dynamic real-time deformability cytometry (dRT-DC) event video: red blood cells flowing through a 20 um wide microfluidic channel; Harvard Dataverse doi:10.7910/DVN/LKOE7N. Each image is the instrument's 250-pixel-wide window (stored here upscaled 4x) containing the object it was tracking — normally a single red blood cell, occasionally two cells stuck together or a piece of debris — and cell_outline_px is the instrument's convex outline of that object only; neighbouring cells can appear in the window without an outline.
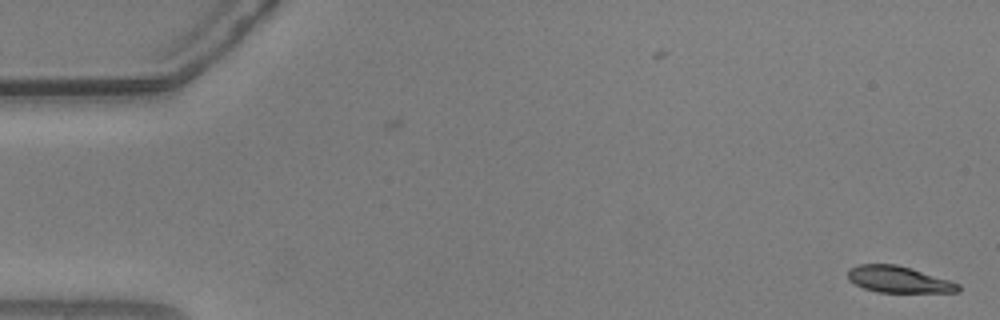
{"species": "common noctule bat (a hibernating species)", "species_latin": "Nyctalus noctula", "temperature_condition": "warm", "stored_images_in_passage": 56, "segment_of_instrument_passage": [1, 2], "camera_frame_rate_fps": 3000, "um_per_image_px": 0.085, "animal": {"sex": "male", "body_mass_g": 20.5, "forearm_length_mm": 52.5}, "frame": {"image": 1, "passage_image": 1, "time_ms": 0.0, "image_size_px": [1000, 320], "cell_outline_px": [[960, 292], [876, 292], [864, 288], [848, 280], [848, 268], [860, 264], [896, 264], [948, 280], [960, 284]], "centroid_in_image_um": [76.35, 23.76], "position_along_channel_um": 8.7, "area_um2": 16.82}}
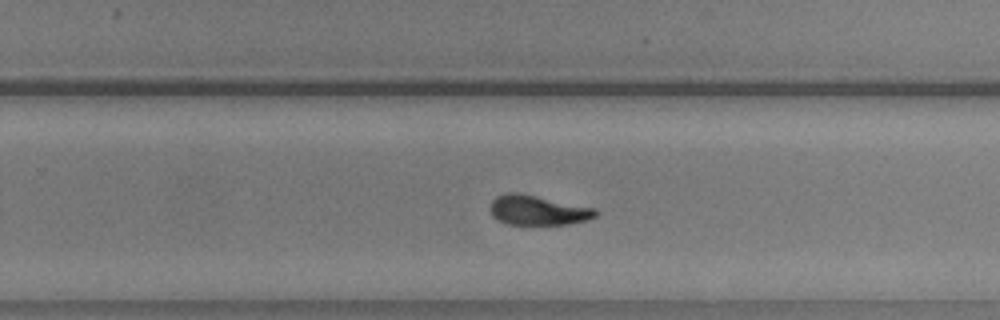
{"frame": {"image": 2, "passage_image": 35, "time_ms": 11.333, "image_size_px": [1000, 320], "cell_outline_px": [[600, 212], [596, 216], [588, 220], [568, 224], [508, 224], [492, 216], [488, 208], [492, 200], [496, 196], [508, 192], [516, 192], [596, 208]], "centroid_in_image_um": [45.72, 17.86], "position_along_channel_um": 284.1, "area_um2": 18.32}}
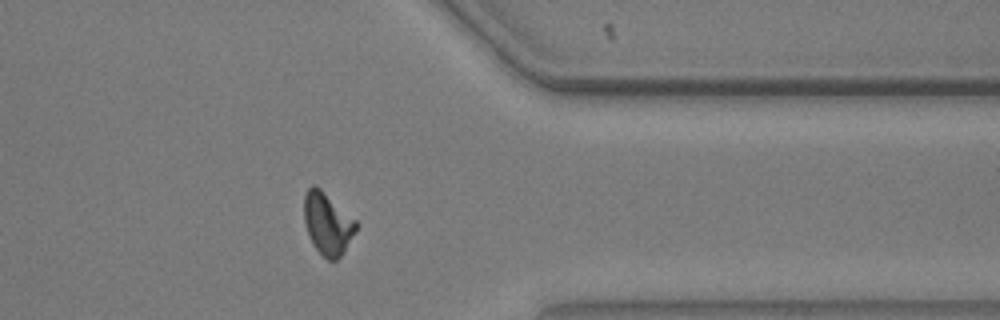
{"frame": {"image": 3, "passage_image": 44, "time_ms": 14.333, "image_size_px": [1000, 320], "cell_outline_px": [[360, 224], [356, 232], [344, 252], [336, 260], [328, 260], [312, 244], [308, 236], [304, 220], [304, 196], [308, 188], [312, 184], [316, 184], [356, 220]], "centroid_in_image_um": [27.85, 18.99], "position_along_channel_um": 383.5, "area_um2": 19.02}}